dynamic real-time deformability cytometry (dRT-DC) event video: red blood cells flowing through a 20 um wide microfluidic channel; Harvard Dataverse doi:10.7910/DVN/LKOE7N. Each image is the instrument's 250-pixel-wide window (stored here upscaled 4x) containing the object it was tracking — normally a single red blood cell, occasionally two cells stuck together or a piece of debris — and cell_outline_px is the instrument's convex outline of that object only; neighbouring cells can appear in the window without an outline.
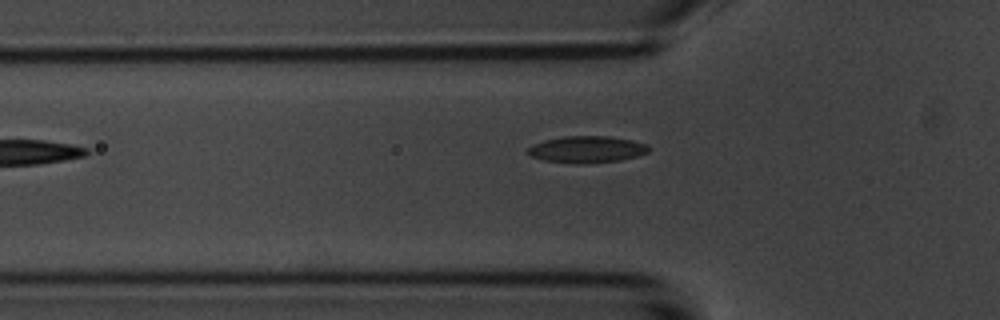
{"species": "common noctule bat (a hibernating species)", "species_latin": "Nyctalus noctula", "temperature_condition": "room temperature", "stored_images_in_passage": 5, "camera_frame_rate_fps": 3000, "um_per_image_px": 0.085, "animal": {"sex": "male", "body_mass_g": 20.1, "forearm_length_mm": 53.5}, "frame": {"image": 1, "passage_image": 5, "time_ms": 4.667, "image_size_px": [1000, 320], "cell_outline_px": [[652, 148], [648, 152], [640, 156], [620, 160], [580, 164], [576, 164], [544, 160], [532, 156], [524, 152], [528, 148], [544, 140], [564, 136], [608, 136], [632, 140], [648, 144]], "centroid_in_image_um": [49.93, 12.7], "position_along_channel_um": 75.9, "area_um2": 18.96}}